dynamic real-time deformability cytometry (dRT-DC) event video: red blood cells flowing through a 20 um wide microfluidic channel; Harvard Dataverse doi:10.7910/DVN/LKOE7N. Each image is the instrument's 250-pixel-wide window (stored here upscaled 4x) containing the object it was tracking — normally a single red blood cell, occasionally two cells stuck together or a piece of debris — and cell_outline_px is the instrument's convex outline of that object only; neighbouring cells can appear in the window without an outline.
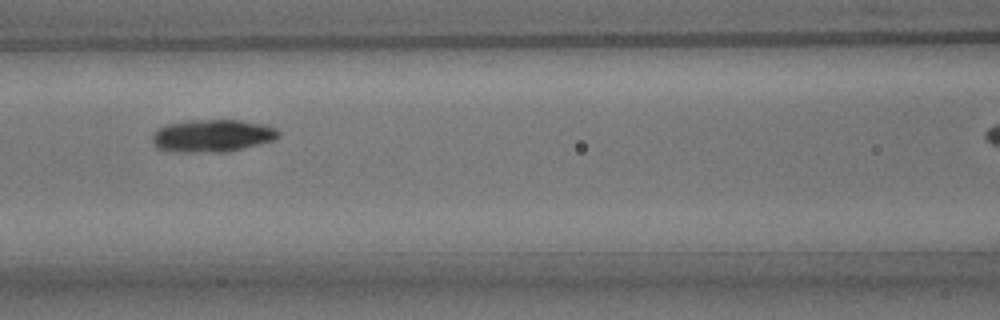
{"species": "common noctule bat (a hibernating species)", "species_latin": "Nyctalus noctula", "temperature_condition": "room temperature", "stored_images_in_passage": 8, "camera_frame_rate_fps": 3000, "um_per_image_px": 0.085, "animal": {"sex": "male", "body_mass_g": 15.6}, "frame": {"image": 1, "passage_image": 7, "time_ms": 7.667, "image_size_px": [1000, 320], "cell_outline_px": [[280, 136], [272, 140], [228, 152], [180, 152], [156, 148], [152, 140], [152, 132], [156, 128], [164, 124], [188, 120], [240, 120], [264, 124], [276, 128], [280, 132]], "centroid_in_image_um": [18.0, 11.52], "position_along_channel_um": 148.6, "area_um2": 24.16}}